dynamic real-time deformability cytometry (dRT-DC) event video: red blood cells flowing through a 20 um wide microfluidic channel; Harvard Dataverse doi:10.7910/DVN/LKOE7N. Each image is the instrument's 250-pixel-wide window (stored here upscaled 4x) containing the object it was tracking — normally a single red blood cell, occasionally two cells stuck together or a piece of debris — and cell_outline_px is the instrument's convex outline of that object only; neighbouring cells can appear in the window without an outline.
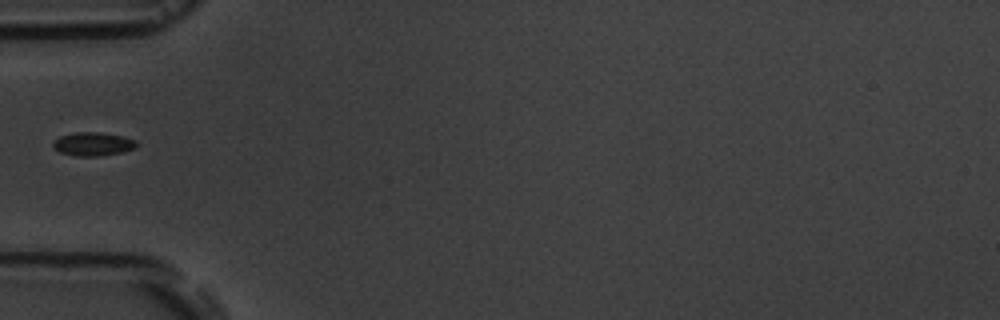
{"species": "common noctule bat (a hibernating species)", "species_latin": "Nyctalus noctula", "temperature_condition": "room temperature", "stored_images_in_passage": 3, "camera_frame_rate_fps": 3000, "um_per_image_px": 0.085, "animal": {"sex": "male", "body_mass_g": 19.5, "forearm_length_mm": 54.6}, "frame": {"image": 1, "passage_image": 1, "time_ms": 0.0, "image_size_px": [1000, 320], "cell_outline_px": [[136, 148], [120, 152], [100, 156], [76, 156], [60, 152], [52, 148], [52, 144], [60, 136], [76, 132], [100, 132], [124, 136], [136, 140]], "centroid_in_image_um": [7.9, 12.24], "position_along_channel_um": 77.1, "area_um2": 11.44}}
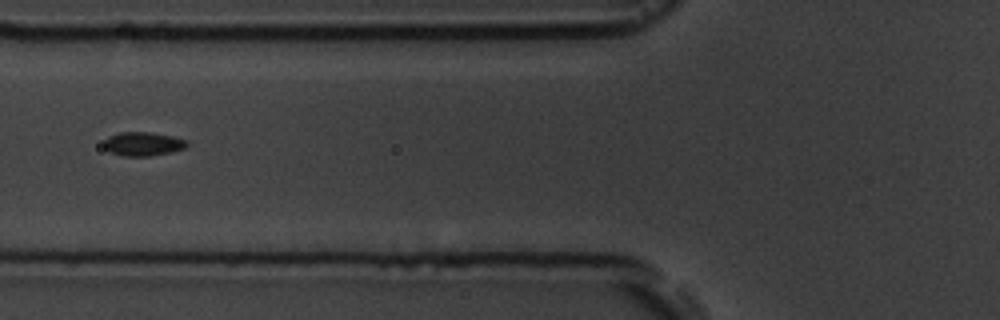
{"frame": {"image": 2, "passage_image": 2, "time_ms": 1.0, "image_size_px": [1000, 320], "cell_outline_px": [[188, 144], [184, 148], [168, 152], [148, 156], [124, 156], [108, 152], [104, 148], [104, 140], [108, 136], [120, 132], [152, 132], [172, 136], [188, 140]], "centroid_in_image_um": [12.12, 12.22], "position_along_channel_um": 113.7, "area_um2": 11.56}}
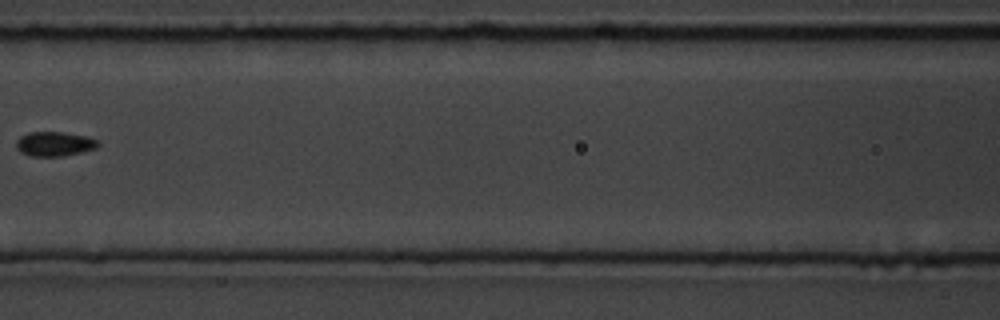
{"frame": {"image": 3, "passage_image": 3, "time_ms": 2.333, "image_size_px": [1000, 320], "cell_outline_px": [[100, 144], [96, 148], [80, 152], [60, 156], [32, 156], [20, 152], [16, 148], [16, 140], [20, 136], [28, 132], [60, 132], [84, 136], [96, 140]], "centroid_in_image_um": [4.57, 12.23], "position_along_channel_um": 162.0, "area_um2": 11.5}}